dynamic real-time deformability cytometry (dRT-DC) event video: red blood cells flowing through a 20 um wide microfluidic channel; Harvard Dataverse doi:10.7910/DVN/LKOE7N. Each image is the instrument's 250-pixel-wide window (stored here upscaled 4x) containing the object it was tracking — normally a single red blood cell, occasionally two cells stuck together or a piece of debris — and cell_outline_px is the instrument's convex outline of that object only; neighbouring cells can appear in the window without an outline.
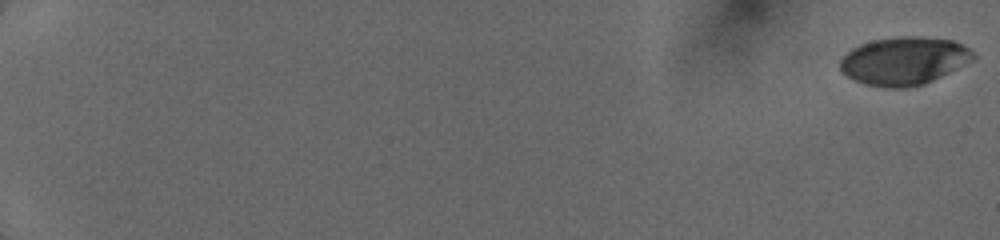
{"species": "human", "species_latin": "Homo sapiens", "temperature_condition": "cold", "stored_images_in_passage": 37, "camera_frame_rate_fps": 3000, "um_per_image_px": 0.085, "donor": {"sex": "female"}, "frame": {"image": 1, "passage_image": 1, "time_ms": 0.0, "image_size_px": [1000, 240], "cell_outline_px": [[976, 60], [924, 84], [904, 88], [884, 88], [864, 84], [852, 80], [840, 72], [840, 60], [852, 48], [860, 44], [872, 40], [896, 36], [920, 36], [952, 40], [976, 52]], "centroid_in_image_um": [76.85, 5.18], "position_along_channel_um": 8.2, "area_um2": 37.74}}
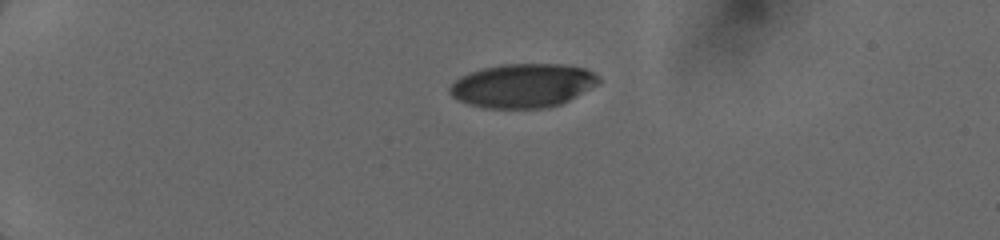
{"frame": {"image": 2, "passage_image": 22, "time_ms": 4.667, "image_size_px": [1000, 240], "cell_outline_px": [[600, 84], [560, 104], [548, 108], [484, 108], [468, 104], [452, 96], [448, 92], [448, 88], [460, 76], [468, 72], [484, 68], [504, 64], [560, 64], [584, 68], [600, 76]], "centroid_in_image_um": [44.44, 7.28], "position_along_channel_um": 40.6, "area_um2": 38.15}}